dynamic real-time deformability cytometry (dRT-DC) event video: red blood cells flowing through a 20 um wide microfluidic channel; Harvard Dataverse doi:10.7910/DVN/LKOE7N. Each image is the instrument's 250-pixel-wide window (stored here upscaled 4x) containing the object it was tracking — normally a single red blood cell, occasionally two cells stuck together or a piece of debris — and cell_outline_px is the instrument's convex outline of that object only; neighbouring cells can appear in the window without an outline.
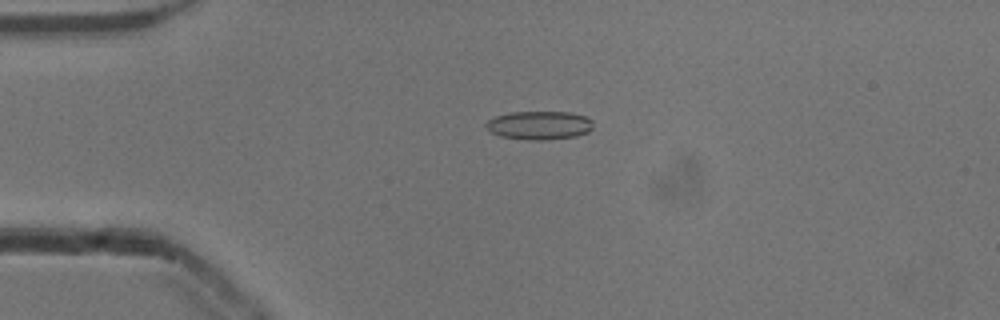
{"species": "common noctule bat (a hibernating species)", "species_latin": "Nyctalus noctula", "temperature_condition": "cold", "stored_images_in_passage": 53, "camera_frame_rate_fps": 3000, "um_per_image_px": 0.085, "animal": {"sex": "male", "body_mass_g": 13.3}, "frame": {"image": 1, "passage_image": 13, "time_ms": 4.0, "image_size_px": [1000, 320], "cell_outline_px": [[592, 128], [588, 132], [576, 136], [544, 140], [528, 140], [500, 136], [492, 132], [484, 124], [488, 120], [496, 116], [508, 112], [568, 112], [584, 116], [592, 120]], "centroid_in_image_um": [45.83, 10.65], "position_along_channel_um": 39.2, "area_um2": 17.74}}
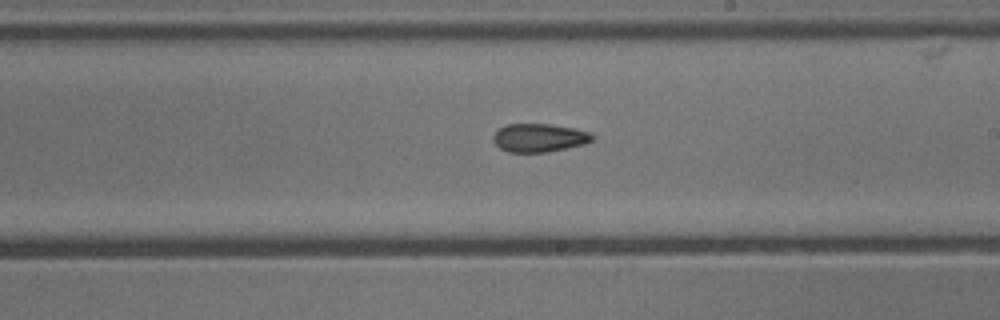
{"frame": {"image": 2, "passage_image": 31, "time_ms": 10.0, "image_size_px": [1000, 320], "cell_outline_px": [[592, 140], [584, 144], [548, 152], [508, 152], [500, 148], [492, 140], [492, 136], [500, 128], [508, 124], [548, 124], [572, 128], [588, 132], [592, 136]], "centroid_in_image_um": [45.78, 11.72], "position_along_channel_um": 243.2, "area_um2": 16.13}}
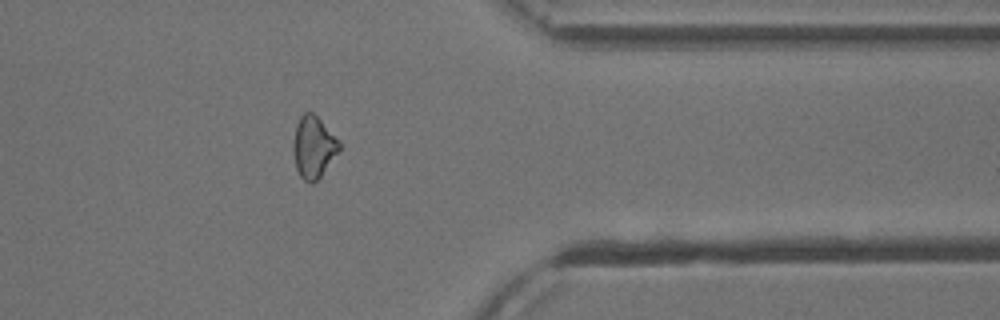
{"frame": {"image": 3, "passage_image": 43, "time_ms": 14.0, "image_size_px": [1000, 320], "cell_outline_px": [[340, 148], [320, 176], [312, 184], [308, 184], [300, 176], [296, 168], [292, 148], [292, 144], [296, 124], [300, 116], [304, 112], [312, 112], [320, 120], [340, 144]], "centroid_in_image_um": [26.58, 12.51], "position_along_channel_um": 384.8, "area_um2": 16.18}, "authors_computed_cell_mechanics": {"area_um2": 16.9354, "velocity_mm_per_s": 3.8969, "shape_relaxation_time_tau1_ms": 10.1889, "shape_relaxation_time_tau2_ms": 4.0719, "deformation_change_tau1": 0.1796, "deformation_change_tau2": 0.1183}}